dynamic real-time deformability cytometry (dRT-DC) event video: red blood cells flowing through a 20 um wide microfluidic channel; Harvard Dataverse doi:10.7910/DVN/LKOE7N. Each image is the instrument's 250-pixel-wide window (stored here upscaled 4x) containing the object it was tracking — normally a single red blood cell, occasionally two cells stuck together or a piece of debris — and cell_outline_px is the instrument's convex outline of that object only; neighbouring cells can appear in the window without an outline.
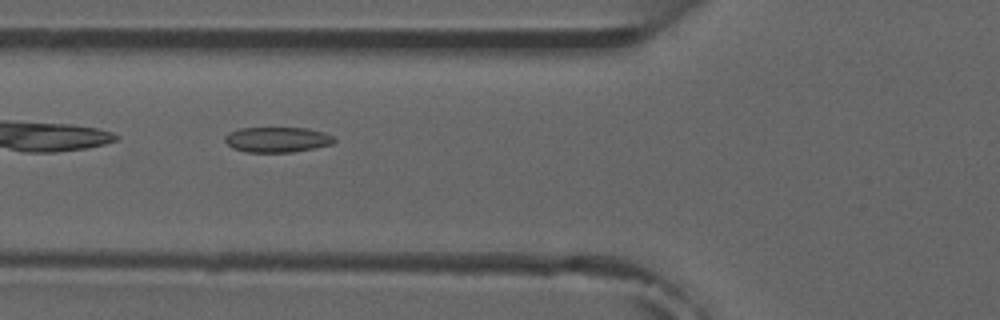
{"species": "common noctule bat (a hibernating species)", "species_latin": "Nyctalus noctula", "temperature_condition": "room temperature", "stored_images_in_passage": 14, "camera_frame_rate_fps": 3000, "um_per_image_px": 0.085, "animal": {"sex": "male", "forearm_length_mm": 52.5}, "frame": {"image": 1, "passage_image": 5, "time_ms": 5.667, "image_size_px": [1000, 320], "cell_outline_px": [[336, 140], [332, 144], [292, 152], [244, 152], [232, 148], [224, 140], [224, 136], [228, 132], [240, 128], [308, 128], [324, 132], [332, 136]], "centroid_in_image_um": [23.53, 11.86], "position_along_channel_um": 102.3, "area_um2": 16.13}, "authors_computed_cell_mechanics": {"area_um2": 16.0684, "velocity_mm_per_s": 3.8929, "shape_relaxation_time_tau1_ms": null, "shape_relaxation_time_tau2_ms": 1.9014, "deformation_change_tau1": null, "deformation_change_tau2": 0.0562}}